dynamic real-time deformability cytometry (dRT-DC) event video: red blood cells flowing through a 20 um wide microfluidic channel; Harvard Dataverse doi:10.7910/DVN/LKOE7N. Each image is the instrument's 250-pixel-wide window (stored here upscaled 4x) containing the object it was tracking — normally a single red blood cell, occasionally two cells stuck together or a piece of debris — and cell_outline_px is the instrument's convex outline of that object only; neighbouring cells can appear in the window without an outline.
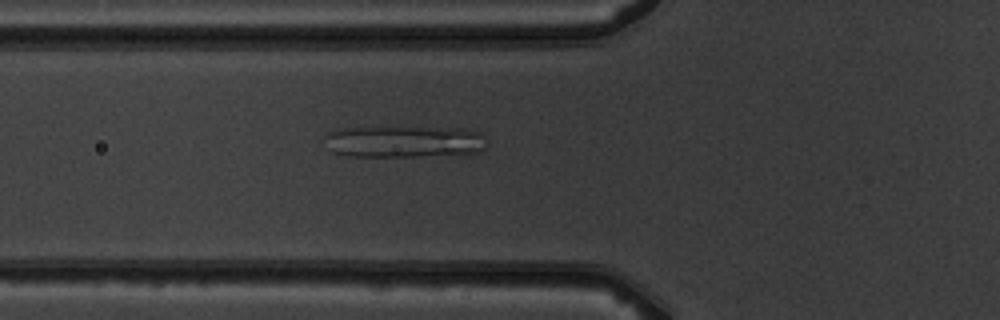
{"species": "common noctule bat (a hibernating species)", "species_latin": "Nyctalus noctula", "temperature_condition": "warm", "stored_images_in_passage": 7, "camera_frame_rate_fps": 3000, "um_per_image_px": 0.085, "animal": {"sex": "male", "body_mass_g": 19.5, "forearm_length_mm": 54.6}, "frame": {"image": 1, "passage_image": 7, "time_ms": 7.0, "image_size_px": [1000, 320], "cell_outline_px": [[488, 144], [484, 152], [468, 156], [348, 156], [332, 152], [328, 148], [324, 136], [328, 132], [340, 128], [468, 128], [480, 132], [488, 140]], "centroid_in_image_um": [34.52, 12.06], "position_along_channel_um": 91.3, "area_um2": 30.92}}